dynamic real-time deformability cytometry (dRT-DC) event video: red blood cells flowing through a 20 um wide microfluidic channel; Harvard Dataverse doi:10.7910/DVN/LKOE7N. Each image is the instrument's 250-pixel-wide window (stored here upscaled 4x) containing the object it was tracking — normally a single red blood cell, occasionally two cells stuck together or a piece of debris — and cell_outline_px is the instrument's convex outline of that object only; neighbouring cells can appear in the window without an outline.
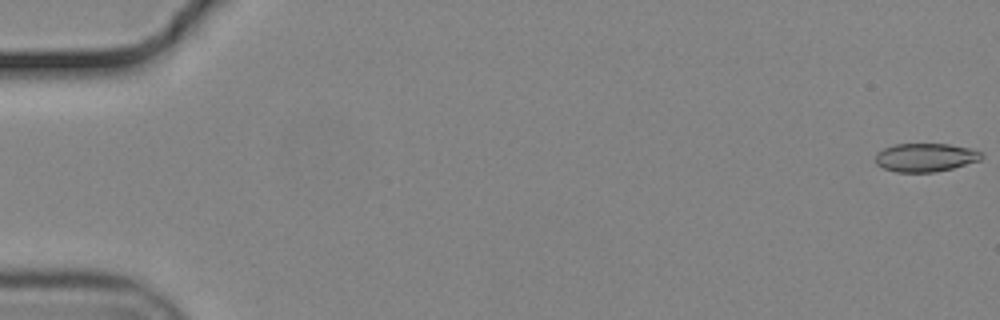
{"species": "common noctule bat (a hibernating species)", "species_latin": "Nyctalus noctula", "temperature_condition": "cold", "stored_images_in_passage": 56, "camera_frame_rate_fps": 3000, "um_per_image_px": 0.085, "animal": {"sex": "male", "body_mass_g": 19.2, "forearm_length_mm": 51.8}, "frame": {"image": 1, "passage_image": 1, "time_ms": 0.0, "image_size_px": [1000, 320], "cell_outline_px": [[984, 156], [980, 160], [952, 168], [936, 172], [896, 172], [884, 168], [876, 164], [876, 152], [884, 148], [896, 144], [948, 144], [968, 148], [980, 152]], "centroid_in_image_um": [78.64, 13.38], "position_along_channel_um": 6.4, "area_um2": 17.46}}
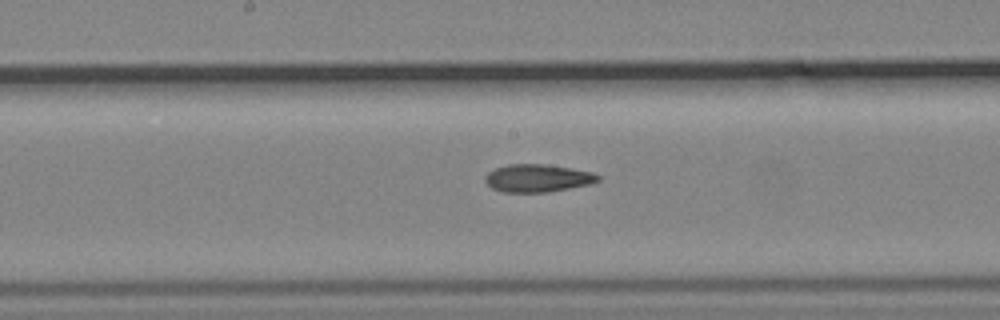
{"frame": {"image": 2, "passage_image": 30, "time_ms": 9.667, "image_size_px": [1000, 320], "cell_outline_px": [[600, 180], [588, 184], [548, 192], [504, 192], [492, 188], [484, 180], [484, 176], [488, 172], [496, 168], [508, 164], [544, 164], [572, 168], [592, 172], [600, 176]], "centroid_in_image_um": [45.68, 15.13], "position_along_channel_um": 202.5, "area_um2": 18.15}}
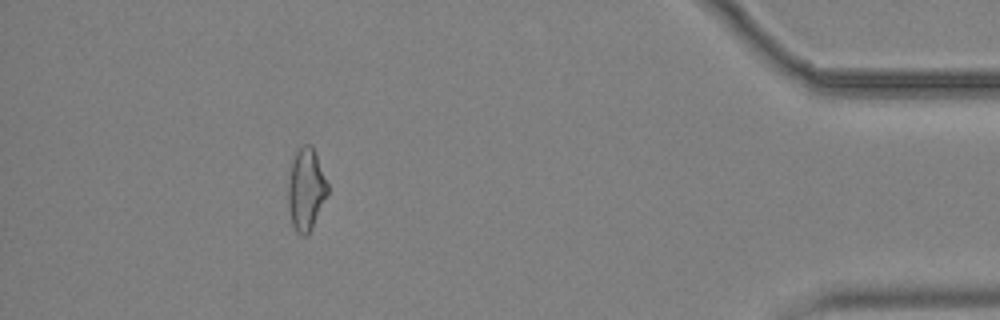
{"frame": {"image": 3, "passage_image": 51, "time_ms": 16.667, "image_size_px": [1000, 320], "cell_outline_px": [[328, 192], [312, 228], [304, 236], [300, 236], [296, 232], [292, 224], [288, 208], [288, 184], [292, 160], [296, 152], [304, 144], [312, 144], [316, 152], [328, 184]], "centroid_in_image_um": [26.01, 16.08], "position_along_channel_um": 409.2, "area_um2": 18.9}, "authors_computed_cell_mechanics": {"area_um2": 18.4093, "velocity_mm_per_s": 3.7156, "shape_relaxation_time_tau1_ms": null, "shape_relaxation_time_tau2_ms": 8.4524, "deformation_change_tau1": null, "deformation_change_tau2": 0.1797}}